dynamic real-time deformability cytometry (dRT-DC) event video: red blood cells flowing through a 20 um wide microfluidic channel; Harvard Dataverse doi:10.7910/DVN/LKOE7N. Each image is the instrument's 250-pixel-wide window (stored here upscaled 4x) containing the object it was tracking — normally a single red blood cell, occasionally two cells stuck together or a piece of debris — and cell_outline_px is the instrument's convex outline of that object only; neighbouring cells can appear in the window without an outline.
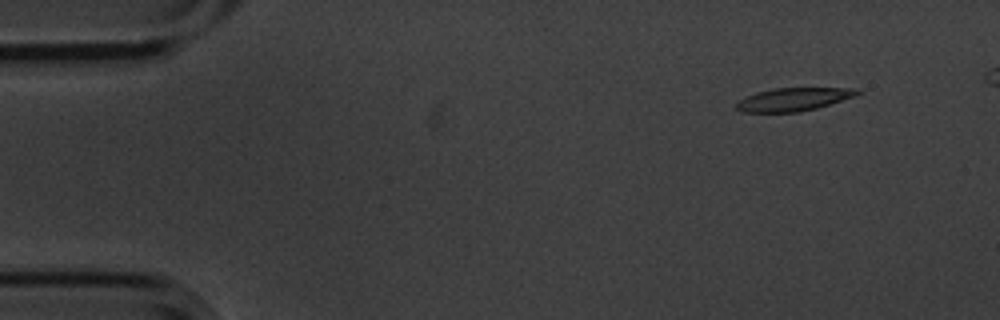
{"species": "common noctule bat (a hibernating species)", "species_latin": "Nyctalus noctula", "temperature_condition": "cold", "stored_images_in_passage": 5, "camera_frame_rate_fps": 3000, "um_per_image_px": 0.085, "animal": {"sex": "male", "body_mass_g": 20.1, "forearm_length_mm": 53.5}, "frame": {"image": 1, "passage_image": 1, "time_ms": 0.0, "image_size_px": [1000, 320], "cell_outline_px": [[864, 92], [816, 108], [800, 112], [740, 112], [736, 108], [736, 104], [740, 100], [756, 92], [772, 88], [856, 88]], "centroid_in_image_um": [67.41, 8.44], "position_along_channel_um": 17.6, "area_um2": 16.07}}